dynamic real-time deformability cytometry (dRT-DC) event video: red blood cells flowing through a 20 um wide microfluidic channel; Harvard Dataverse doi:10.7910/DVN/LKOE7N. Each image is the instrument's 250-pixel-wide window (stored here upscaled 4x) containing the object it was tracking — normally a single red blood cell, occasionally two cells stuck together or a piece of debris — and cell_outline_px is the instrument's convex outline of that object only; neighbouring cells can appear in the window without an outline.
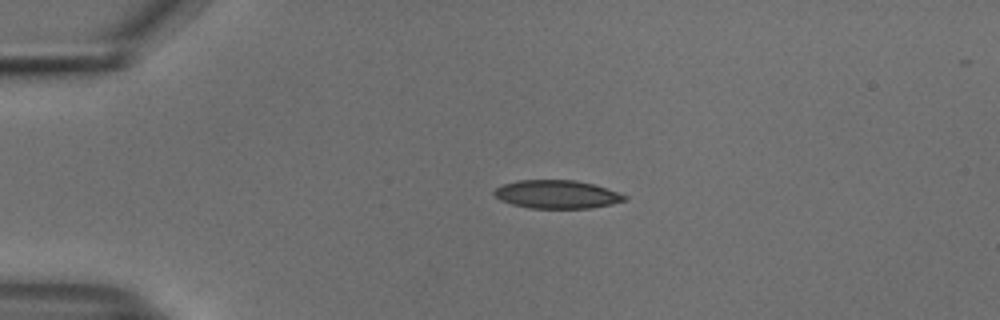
{"species": "common noctule bat (a hibernating species)", "species_latin": "Nyctalus noctula", "temperature_condition": "cold", "stored_images_in_passage": 42, "camera_frame_rate_fps": 3000, "um_per_image_px": 0.085, "animal": {"sex": "male", "body_mass_g": 18.8}, "frame": {"image": 1, "passage_image": 1, "time_ms": 0.0, "image_size_px": [1000, 320], "cell_outline_px": [[628, 200], [612, 204], [592, 208], [528, 208], [512, 204], [500, 200], [492, 192], [496, 188], [504, 184], [516, 180], [576, 180], [592, 184], [628, 196]], "centroid_in_image_um": [47.33, 16.52], "position_along_channel_um": 37.7, "area_um2": 21.44}}
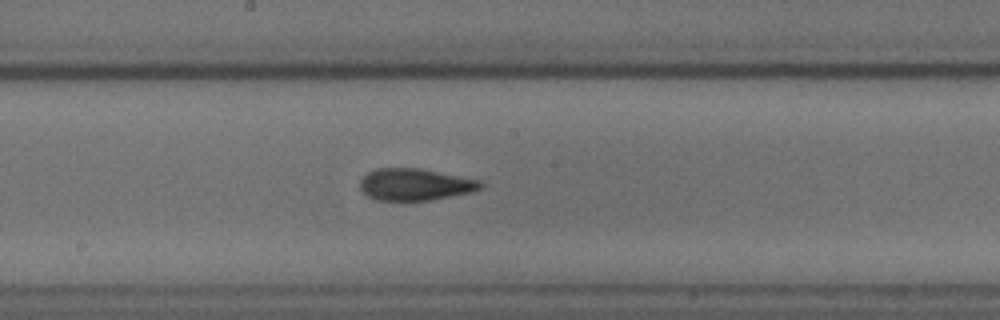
{"frame": {"image": 2, "passage_image": 18, "time_ms": 5.667, "image_size_px": [1000, 320], "cell_outline_px": [[484, 184], [480, 188], [472, 192], [428, 200], [404, 204], [376, 200], [368, 196], [360, 188], [360, 180], [368, 172], [376, 168], [420, 168], [484, 180]], "centroid_in_image_um": [35.28, 15.71], "position_along_channel_um": 212.9, "area_um2": 23.24}}
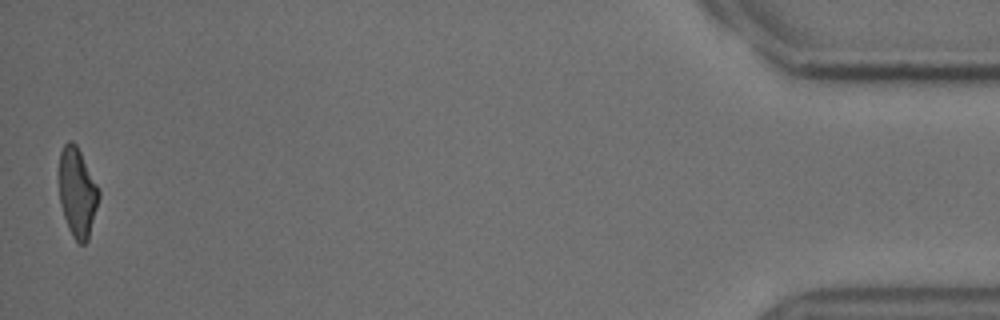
{"frame": {"image": 3, "passage_image": 42, "time_ms": 13.667, "image_size_px": [1000, 320], "cell_outline_px": [[100, 196], [88, 240], [84, 244], [80, 244], [72, 236], [68, 228], [60, 204], [60, 152], [64, 144], [68, 140], [72, 140], [76, 144], [100, 188]], "centroid_in_image_um": [6.59, 16.35], "position_along_channel_um": 428.6, "area_um2": 20.69}, "authors_computed_cell_mechanics": {"area_um2": 22.4842, "velocity_mm_per_s": 3.7631, "shape_relaxation_time_tau1_ms": 3.4576, "shape_relaxation_time_tau2_ms": 2.4146, "deformation_change_tau1": 0.13, "deformation_change_tau2": 0.0896}}